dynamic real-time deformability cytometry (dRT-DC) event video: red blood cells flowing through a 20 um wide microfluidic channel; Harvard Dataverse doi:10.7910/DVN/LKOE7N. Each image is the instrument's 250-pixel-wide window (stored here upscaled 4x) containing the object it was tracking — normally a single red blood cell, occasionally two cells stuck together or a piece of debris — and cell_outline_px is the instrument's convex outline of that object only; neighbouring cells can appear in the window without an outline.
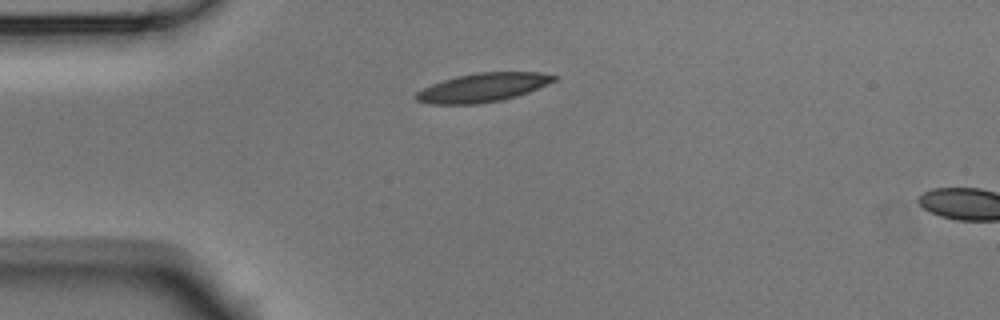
{"species": "Egyptian fruit bat (a non-hibernating species)", "species_latin": "Rousettus aegyptiacus", "temperature_condition": "room temperature", "stored_images_in_passage": 2, "camera_frame_rate_fps": 3000, "um_per_image_px": 0.085, "animal": {"sex": "male"}, "frame": {"image": 1, "passage_image": 1, "time_ms": 0.0, "image_size_px": [1000, 320], "cell_outline_px": [[560, 76], [556, 80], [548, 84], [528, 92], [516, 96], [500, 100], [476, 104], [432, 104], [416, 100], [412, 96], [416, 92], [432, 84], [456, 76], [476, 72], [540, 72]], "centroid_in_image_um": [41.04, 7.43], "position_along_channel_um": 44.0, "area_um2": 23.12}}